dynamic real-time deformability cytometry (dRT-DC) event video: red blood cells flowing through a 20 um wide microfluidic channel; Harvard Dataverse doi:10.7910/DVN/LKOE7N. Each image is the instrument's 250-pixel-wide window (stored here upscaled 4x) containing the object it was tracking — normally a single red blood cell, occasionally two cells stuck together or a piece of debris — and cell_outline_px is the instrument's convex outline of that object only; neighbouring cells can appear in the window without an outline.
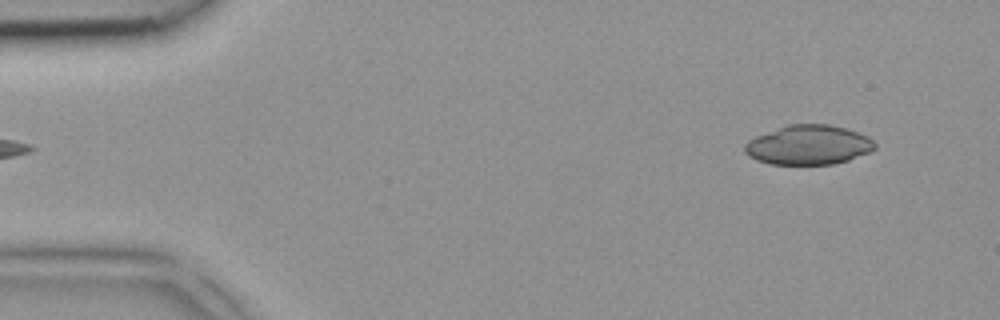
{"species": "common noctule bat (a hibernating species)", "species_latin": "Nyctalus noctula", "temperature_condition": "room temperature", "stored_images_in_passage": 5, "camera_frame_rate_fps": 3000, "um_per_image_px": 0.085, "animal": {"sex": "female", "body_mass_g": 18.4}, "frame": {"image": 1, "passage_image": 5, "time_ms": 1.333, "image_size_px": [1000, 320], "cell_outline_px": [[876, 148], [872, 152], [848, 160], [832, 164], [768, 164], [756, 160], [748, 156], [744, 152], [744, 144], [748, 140], [756, 136], [788, 124], [828, 124], [844, 128], [868, 136], [876, 144]], "centroid_in_image_um": [68.71, 12.33], "position_along_channel_um": 16.3, "area_um2": 30.06}}